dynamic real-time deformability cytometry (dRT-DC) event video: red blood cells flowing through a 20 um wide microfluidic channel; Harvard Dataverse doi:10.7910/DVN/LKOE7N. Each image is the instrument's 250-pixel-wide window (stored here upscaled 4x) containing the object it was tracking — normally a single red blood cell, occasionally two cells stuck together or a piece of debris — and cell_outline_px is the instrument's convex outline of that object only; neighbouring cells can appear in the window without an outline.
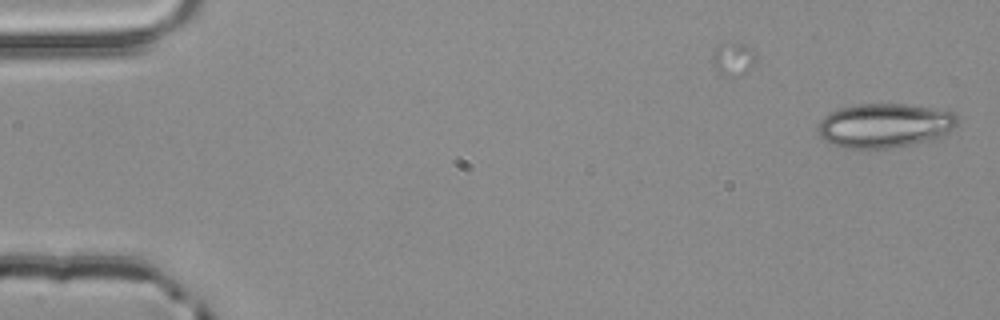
{"species": "common noctule bat (a hibernating species)", "species_latin": "Nyctalus noctula", "temperature_condition": "room temperature", "stored_images_in_passage": 2, "camera_frame_rate_fps": 3000, "um_per_image_px": 0.085, "animal": {"sex": "male", "body_mass_g": 20.4}, "frame": {"image": 1, "passage_image": 2, "time_ms": 0.333, "image_size_px": [1000, 320], "cell_outline_px": [[956, 124], [944, 136], [936, 140], [888, 148], [848, 148], [824, 140], [820, 136], [816, 128], [820, 120], [828, 112], [840, 108], [860, 104], [904, 104], [932, 108], [956, 112]], "centroid_in_image_um": [75.2, 10.66], "position_along_channel_um": 9.8, "area_um2": 36.01}}